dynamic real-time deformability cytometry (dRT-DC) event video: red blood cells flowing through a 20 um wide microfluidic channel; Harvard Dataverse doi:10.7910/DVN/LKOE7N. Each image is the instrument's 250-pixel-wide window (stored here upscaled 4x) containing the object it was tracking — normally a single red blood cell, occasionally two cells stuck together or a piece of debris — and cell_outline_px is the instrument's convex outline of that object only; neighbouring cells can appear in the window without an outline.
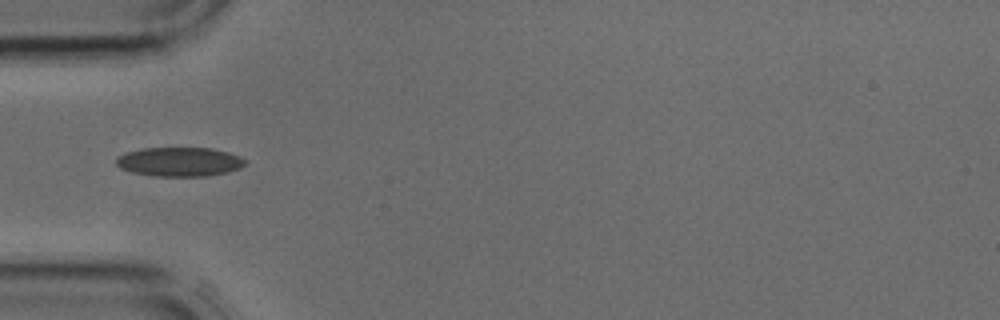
{"species": "common noctule bat (a hibernating species)", "species_latin": "Nyctalus noctula", "temperature_condition": "cold", "stored_images_in_passage": 1, "camera_frame_rate_fps": 3000, "um_per_image_px": 0.085, "animal": {"sex": "male", "body_mass_g": 17.9, "forearm_length_mm": 54.2}, "frame": {"image": 1, "passage_image": 1, "time_ms": 0.0, "image_size_px": [1000, 320], "cell_outline_px": [[248, 164], [240, 168], [228, 172], [204, 176], [156, 176], [132, 172], [120, 168], [116, 164], [116, 156], [128, 152], [144, 148], [212, 148], [228, 152], [240, 156], [248, 160]], "centroid_in_image_um": [15.3, 13.75], "position_along_channel_um": 69.7, "area_um2": 22.02}}